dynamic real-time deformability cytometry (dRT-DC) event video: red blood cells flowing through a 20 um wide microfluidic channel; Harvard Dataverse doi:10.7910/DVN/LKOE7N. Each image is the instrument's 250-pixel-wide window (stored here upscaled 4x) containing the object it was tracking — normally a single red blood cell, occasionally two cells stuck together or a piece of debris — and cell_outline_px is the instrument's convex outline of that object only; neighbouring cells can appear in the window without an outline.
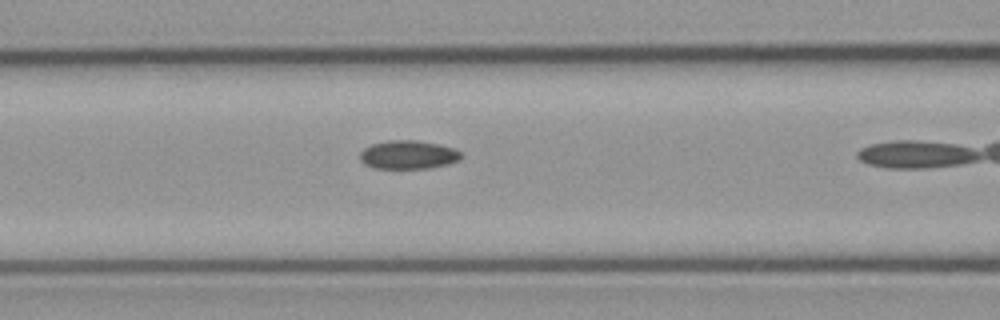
{"species": "common noctule bat (a hibernating species)", "species_latin": "Nyctalus noctula", "temperature_condition": "cold", "stored_images_in_passage": 25, "camera_frame_rate_fps": 3000, "um_per_image_px": 0.085, "animal": {"sex": "male", "body_mass_g": 23.1, "forearm_length_mm": 52.7}, "frame": {"image": 1, "passage_image": 4, "time_ms": 1.0, "image_size_px": [1000, 320], "cell_outline_px": [[460, 160], [448, 164], [428, 168], [376, 168], [364, 164], [360, 160], [360, 152], [364, 148], [372, 144], [388, 140], [416, 140], [440, 144], [452, 148], [460, 152]], "centroid_in_image_um": [34.68, 13.15], "position_along_channel_um": 131.9, "area_um2": 16.76}}
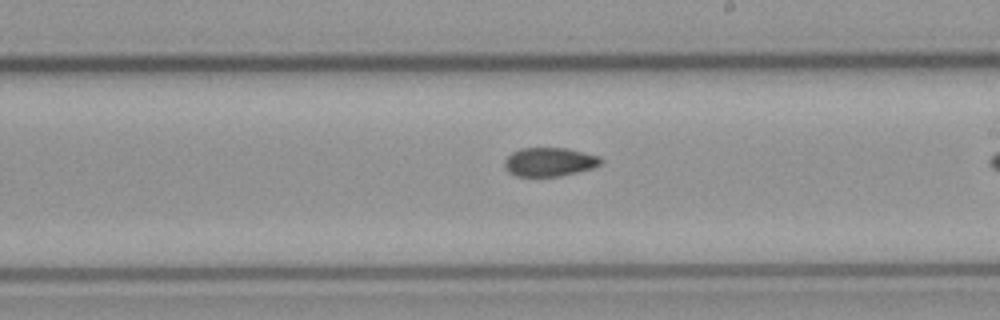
{"frame": {"image": 2, "passage_image": 13, "time_ms": 4.0, "image_size_px": [1000, 320], "cell_outline_px": [[600, 164], [592, 168], [560, 176], [516, 176], [508, 172], [504, 164], [504, 160], [512, 152], [520, 148], [568, 148], [600, 156]], "centroid_in_image_um": [46.67, 13.75], "position_along_channel_um": 242.3, "area_um2": 16.07}}
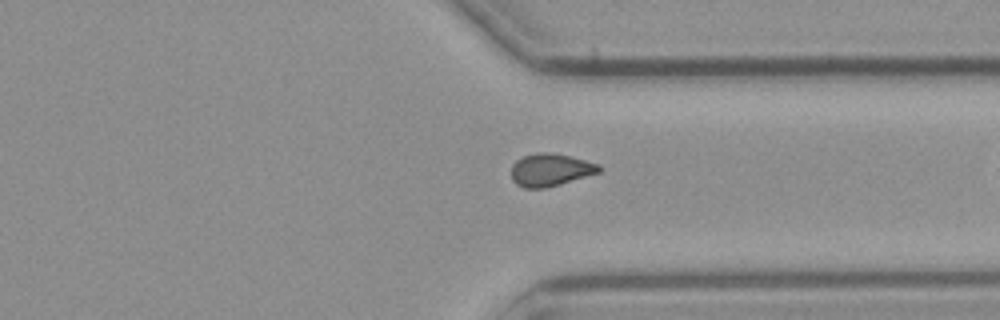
{"frame": {"image": 3, "passage_image": 23, "time_ms": 7.333, "image_size_px": [1000, 320], "cell_outline_px": [[600, 172], [560, 184], [544, 188], [524, 188], [516, 184], [512, 180], [512, 164], [516, 160], [524, 156], [536, 152], [552, 152], [600, 164]], "centroid_in_image_um": [46.76, 14.43], "position_along_channel_um": 364.6, "area_um2": 16.59}}